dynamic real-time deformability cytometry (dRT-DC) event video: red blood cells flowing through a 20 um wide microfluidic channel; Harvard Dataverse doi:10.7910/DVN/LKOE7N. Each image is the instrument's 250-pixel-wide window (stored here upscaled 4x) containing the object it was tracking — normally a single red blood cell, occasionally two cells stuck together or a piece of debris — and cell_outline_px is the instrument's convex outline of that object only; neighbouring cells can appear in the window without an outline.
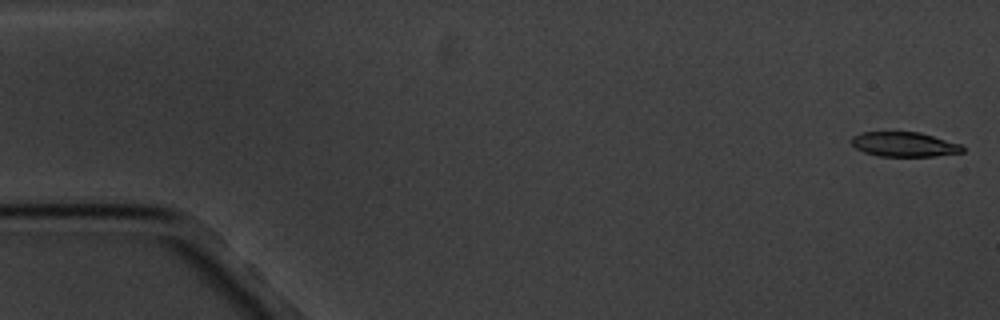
{"species": "common noctule bat (a hibernating species)", "species_latin": "Nyctalus noctula", "temperature_condition": "cold", "stored_images_in_passage": 6, "camera_frame_rate_fps": 3000, "um_per_image_px": 0.085, "animal": {"sex": "male", "body_mass_g": 20.1, "forearm_length_mm": 53.5}, "frame": {"image": 1, "passage_image": 1, "time_ms": 0.0, "image_size_px": [1000, 320], "cell_outline_px": [[964, 152], [936, 156], [880, 156], [864, 152], [856, 148], [852, 144], [852, 136], [860, 132], [920, 132], [960, 144], [964, 148]], "centroid_in_image_um": [76.86, 12.27], "position_along_channel_um": 8.1, "area_um2": 15.9}}